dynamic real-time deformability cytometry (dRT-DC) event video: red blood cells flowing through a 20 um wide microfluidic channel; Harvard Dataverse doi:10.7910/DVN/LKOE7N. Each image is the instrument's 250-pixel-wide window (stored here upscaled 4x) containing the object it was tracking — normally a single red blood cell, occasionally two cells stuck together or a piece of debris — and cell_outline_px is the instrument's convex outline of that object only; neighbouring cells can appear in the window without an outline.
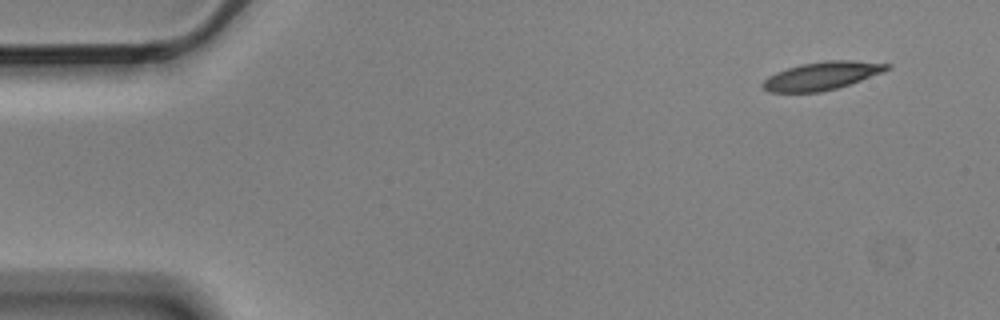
{"species": "Egyptian fruit bat (a non-hibernating species)", "species_latin": "Rousettus aegyptiacus", "temperature_condition": "cold", "stored_images_in_passage": 5, "camera_frame_rate_fps": 3000, "um_per_image_px": 0.085, "animal": {"sex": "male"}, "frame": {"image": 1, "passage_image": 1, "time_ms": 0.0, "image_size_px": [1000, 320], "cell_outline_px": [[892, 68], [860, 80], [836, 88], [820, 92], [768, 92], [760, 84], [768, 76], [776, 72], [800, 64], [824, 60], [852, 60], [892, 64]], "centroid_in_image_um": [69.84, 6.43], "position_along_channel_um": 15.2, "area_um2": 20.23}}
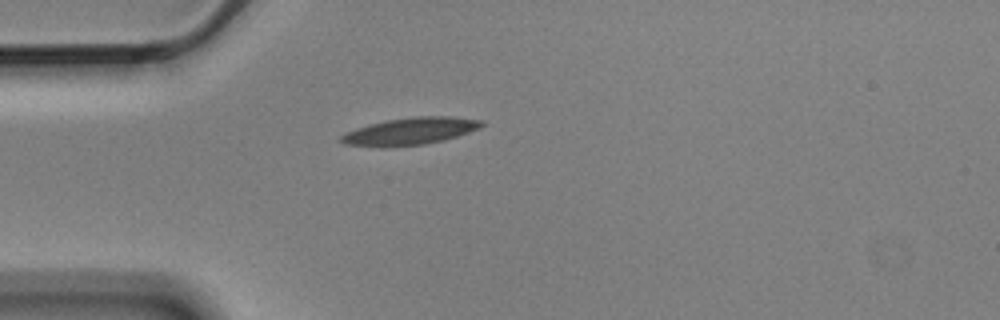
{"frame": {"image": 2, "passage_image": 4, "time_ms": 1.0, "image_size_px": [1000, 320], "cell_outline_px": [[484, 124], [480, 128], [444, 140], [424, 144], [384, 148], [380, 148], [344, 144], [340, 140], [340, 136], [344, 132], [368, 124], [388, 120], [416, 116], [452, 116], [484, 120]], "centroid_in_image_um": [34.83, 11.16], "position_along_channel_um": 50.2, "area_um2": 22.54}}